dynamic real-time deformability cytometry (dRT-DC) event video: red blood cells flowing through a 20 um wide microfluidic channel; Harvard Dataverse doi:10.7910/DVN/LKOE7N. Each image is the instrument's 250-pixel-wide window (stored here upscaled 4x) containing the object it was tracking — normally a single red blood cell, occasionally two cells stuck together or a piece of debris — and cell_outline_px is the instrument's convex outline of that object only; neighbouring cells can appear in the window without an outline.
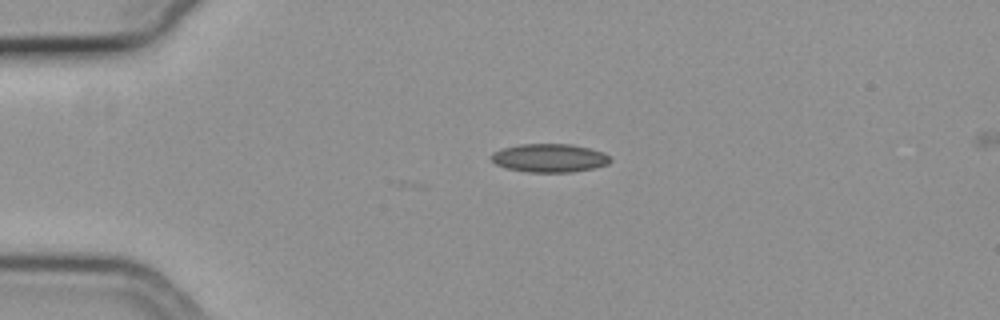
{"species": "common noctule bat (a hibernating species)", "species_latin": "Nyctalus noctula", "temperature_condition": "cold", "stored_images_in_passage": 10, "camera_frame_rate_fps": 3000, "um_per_image_px": 0.085, "animal": {"sex": "female", "body_mass_g": 19.3, "forearm_length_mm": 54.1}, "frame": {"image": 1, "passage_image": 1, "time_ms": 0.0, "image_size_px": [1000, 320], "cell_outline_px": [[612, 160], [608, 164], [592, 168], [572, 172], [528, 172], [504, 168], [496, 164], [492, 160], [492, 152], [500, 148], [520, 144], [572, 144], [604, 152]], "centroid_in_image_um": [46.68, 13.42], "position_along_channel_um": 38.3, "area_um2": 19.77}}
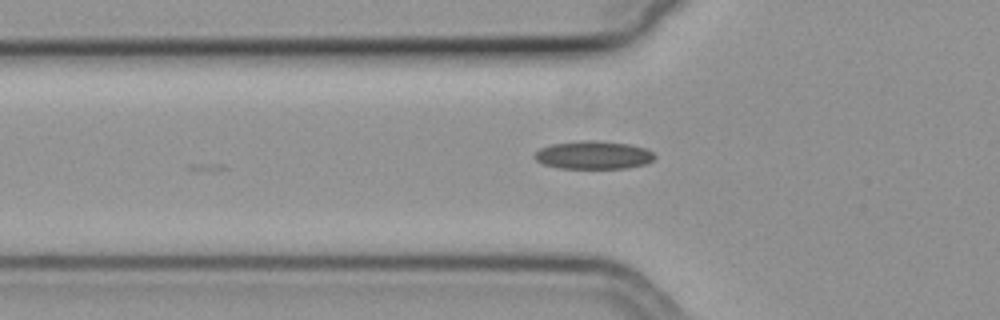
{"frame": {"image": 2, "passage_image": 7, "time_ms": 2.0, "image_size_px": [1000, 320], "cell_outline_px": [[656, 156], [652, 160], [644, 164], [628, 168], [560, 168], [544, 164], [536, 160], [536, 152], [540, 148], [552, 144], [580, 140], [596, 140], [628, 144], [644, 148], [652, 152]], "centroid_in_image_um": [50.45, 13.17], "position_along_channel_um": 75.4, "area_um2": 19.48}}